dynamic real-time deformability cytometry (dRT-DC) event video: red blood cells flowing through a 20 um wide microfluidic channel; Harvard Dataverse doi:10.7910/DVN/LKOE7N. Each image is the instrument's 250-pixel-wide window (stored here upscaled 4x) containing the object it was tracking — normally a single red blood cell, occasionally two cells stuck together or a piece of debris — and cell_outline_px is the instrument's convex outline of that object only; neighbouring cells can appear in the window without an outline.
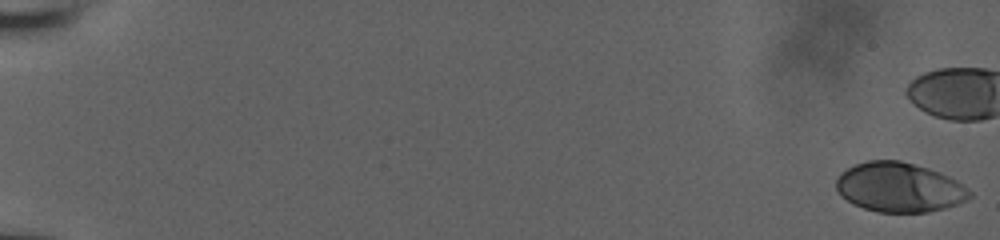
{"species": "human", "species_latin": "Homo sapiens", "temperature_condition": "room temperature", "stored_images_in_passage": 47, "camera_frame_rate_fps": 3000, "um_per_image_px": 0.085, "donor": {"sex": "male"}, "frame": {"image": 1, "passage_image": 1, "time_ms": 0.0, "image_size_px": [1000, 240], "cell_outline_px": [[972, 196], [968, 200], [944, 208], [928, 212], [876, 212], [864, 208], [840, 196], [836, 188], [836, 180], [848, 168], [856, 164], [868, 160], [900, 160], [928, 168], [940, 172], [956, 180], [972, 192]], "centroid_in_image_um": [76.46, 15.92], "position_along_channel_um": 8.5, "area_um2": 38.32}}
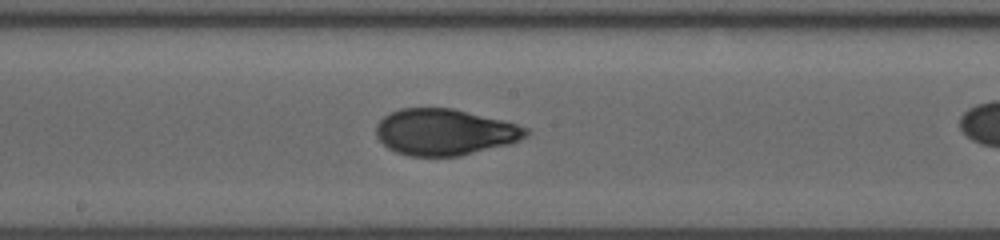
{"frame": {"image": 2, "passage_image": 33, "time_ms": 10.667, "image_size_px": [1000, 240], "cell_outline_px": [[528, 132], [520, 140], [508, 144], [460, 156], [408, 156], [396, 152], [388, 148], [376, 136], [376, 124], [384, 116], [400, 108], [452, 108], [516, 124], [528, 128]], "centroid_in_image_um": [37.75, 11.23], "position_along_channel_um": 210.4, "area_um2": 40.11}}
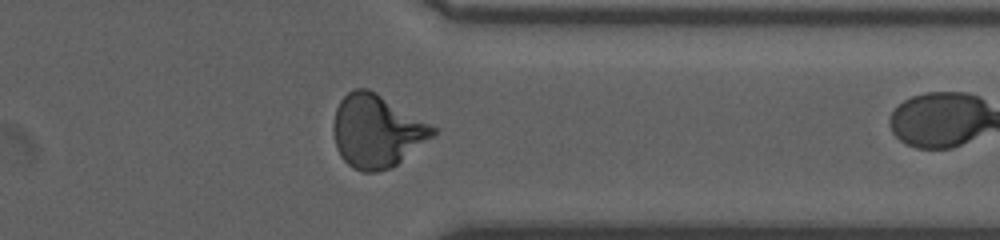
{"frame": {"image": 3, "passage_image": 46, "time_ms": 15.0, "image_size_px": [1000, 240], "cell_outline_px": [[440, 128], [432, 136], [392, 168], [376, 172], [364, 172], [352, 168], [340, 156], [336, 148], [332, 132], [332, 124], [336, 108], [340, 100], [352, 88], [368, 88], [376, 92]], "centroid_in_image_um": [32.0, 11.13], "position_along_channel_um": 379.4, "area_um2": 42.6}}